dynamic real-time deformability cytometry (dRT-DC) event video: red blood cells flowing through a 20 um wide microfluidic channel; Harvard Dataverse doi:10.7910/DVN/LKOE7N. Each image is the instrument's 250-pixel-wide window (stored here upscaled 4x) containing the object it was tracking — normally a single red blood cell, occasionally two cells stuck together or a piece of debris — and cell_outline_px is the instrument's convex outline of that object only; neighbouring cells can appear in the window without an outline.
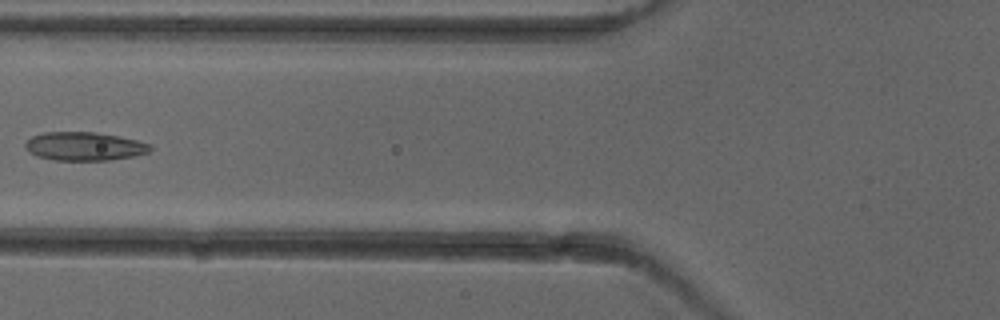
{"species": "common noctule bat (a hibernating species)", "species_latin": "Nyctalus noctula", "temperature_condition": "cold", "stored_images_in_passage": 7, "camera_frame_rate_fps": 3000, "um_per_image_px": 0.085, "animal": {"sex": "female"}, "frame": {"image": 1, "passage_image": 6, "time_ms": 6.0, "image_size_px": [1000, 320], "cell_outline_px": [[152, 148], [148, 152], [132, 156], [108, 160], [52, 160], [36, 156], [28, 152], [24, 148], [24, 144], [32, 136], [44, 132], [96, 132], [136, 140], [152, 144]], "centroid_in_image_um": [7.12, 12.44], "position_along_channel_um": 118.7, "area_um2": 20.75}}
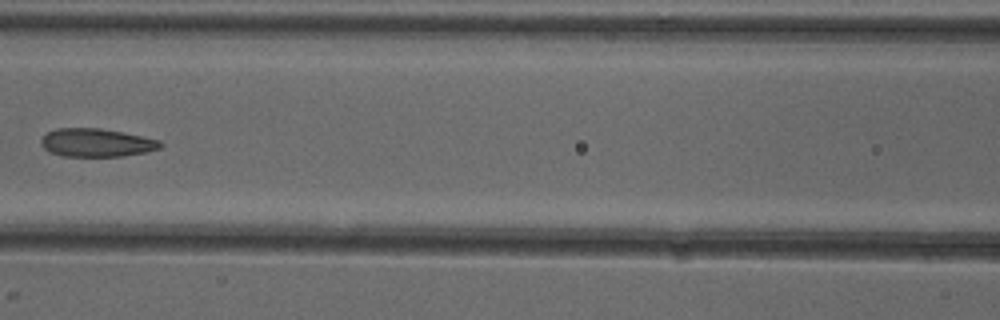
{"frame": {"image": 2, "passage_image": 7, "time_ms": 7.0, "image_size_px": [1000, 320], "cell_outline_px": [[164, 144], [160, 148], [144, 152], [124, 156], [60, 156], [48, 152], [40, 144], [40, 140], [48, 132], [56, 128], [100, 128], [160, 140]], "centroid_in_image_um": [8.16, 12.13], "position_along_channel_um": 158.4, "area_um2": 19.59}}